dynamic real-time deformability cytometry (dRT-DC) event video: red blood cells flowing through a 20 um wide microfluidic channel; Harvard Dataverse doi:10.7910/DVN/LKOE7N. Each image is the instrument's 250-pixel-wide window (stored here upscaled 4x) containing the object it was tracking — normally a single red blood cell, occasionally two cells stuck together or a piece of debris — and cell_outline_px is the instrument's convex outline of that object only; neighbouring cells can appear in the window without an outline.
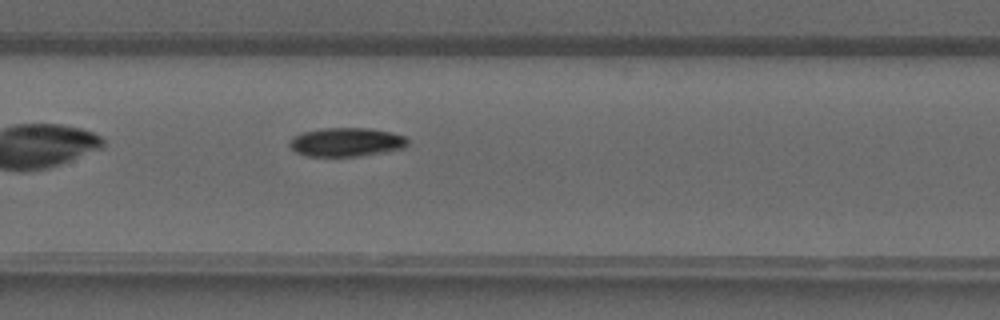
{"species": "common noctule bat (a hibernating species)", "species_latin": "Nyctalus noctula", "temperature_condition": "warm", "stored_images_in_passage": 27, "camera_frame_rate_fps": 3000, "um_per_image_px": 0.085, "animal": {"sex": "male", "forearm_length_mm": 52.5}, "frame": {"image": 1, "passage_image": 8, "time_ms": 2.333, "image_size_px": [1000, 320], "cell_outline_px": [[408, 144], [404, 148], [360, 156], [304, 156], [296, 152], [288, 144], [292, 136], [304, 132], [324, 128], [368, 128], [392, 132], [404, 136], [408, 140]], "centroid_in_image_um": [29.43, 12.08], "position_along_channel_um": 178.0, "area_um2": 19.83}}
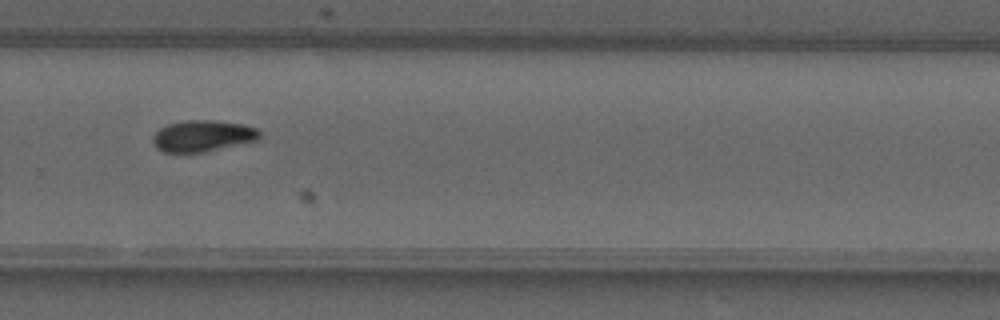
{"frame": {"image": 2, "passage_image": 16, "time_ms": 5.0, "image_size_px": [1000, 320], "cell_outline_px": [[260, 140], [204, 152], [164, 152], [156, 148], [152, 144], [152, 136], [160, 128], [168, 124], [184, 120], [212, 120], [244, 124], [256, 128], [260, 132]], "centroid_in_image_um": [17.23, 11.55], "position_along_channel_um": 312.6, "area_um2": 19.71}}